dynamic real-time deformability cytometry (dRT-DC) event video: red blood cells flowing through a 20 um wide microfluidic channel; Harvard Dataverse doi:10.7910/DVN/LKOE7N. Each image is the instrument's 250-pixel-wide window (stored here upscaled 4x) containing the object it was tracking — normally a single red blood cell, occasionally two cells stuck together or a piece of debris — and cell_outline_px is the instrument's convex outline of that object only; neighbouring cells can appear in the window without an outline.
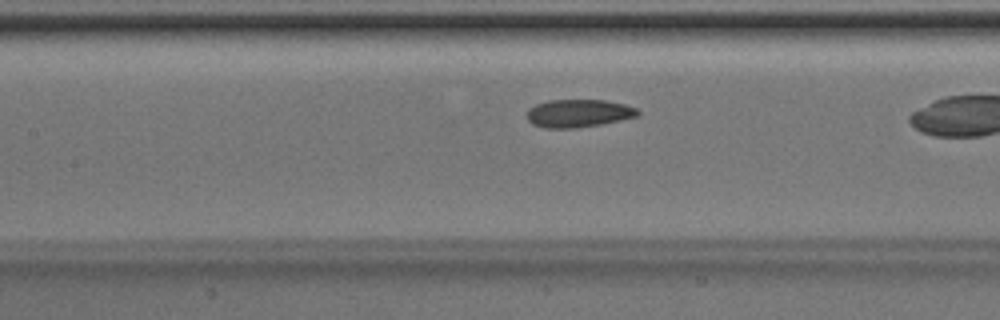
{"species": "Egyptian fruit bat (a non-hibernating species)", "species_latin": "Rousettus aegyptiacus", "temperature_condition": "room temperature", "stored_images_in_passage": 29, "camera_frame_rate_fps": 3000, "um_per_image_px": 0.085, "animal": {"sex": "male"}, "frame": {"image": 1, "passage_image": 13, "time_ms": 4.0, "image_size_px": [1000, 320], "cell_outline_px": [[640, 116], [600, 124], [576, 128], [544, 128], [532, 124], [528, 120], [528, 108], [536, 104], [548, 100], [604, 100], [624, 104], [636, 108], [640, 112]], "centroid_in_image_um": [49.17, 9.63], "position_along_channel_um": 158.2, "area_um2": 18.03}}
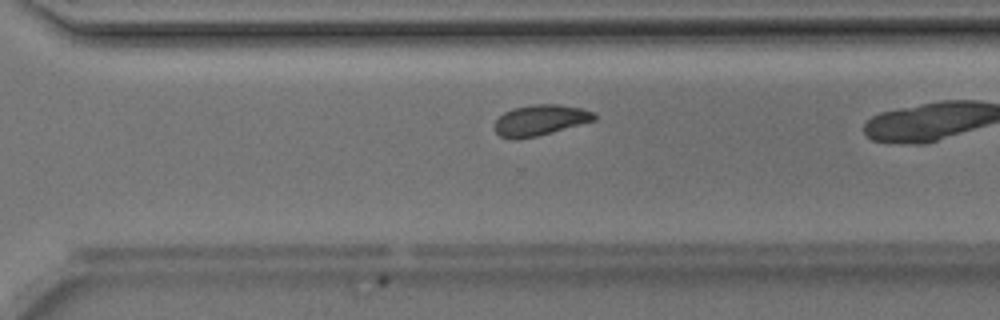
{"frame": {"image": 2, "passage_image": 25, "time_ms": 8.0, "image_size_px": [1000, 320], "cell_outline_px": [[596, 120], [552, 132], [536, 136], [516, 140], [512, 140], [500, 136], [492, 128], [492, 124], [504, 112], [512, 108], [532, 104], [560, 104], [580, 108], [592, 112], [596, 116]], "centroid_in_image_um": [45.85, 10.22], "position_along_channel_um": 324.8, "area_um2": 18.03}}